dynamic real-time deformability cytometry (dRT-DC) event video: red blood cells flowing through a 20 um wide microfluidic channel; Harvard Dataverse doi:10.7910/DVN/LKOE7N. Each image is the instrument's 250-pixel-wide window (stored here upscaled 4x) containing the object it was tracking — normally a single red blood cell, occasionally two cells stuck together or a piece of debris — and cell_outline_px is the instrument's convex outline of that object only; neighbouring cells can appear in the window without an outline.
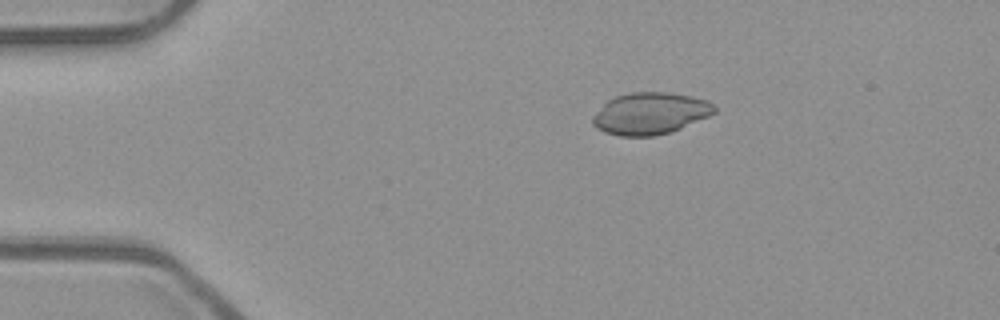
{"species": "common noctule bat (a hibernating species)", "species_latin": "Nyctalus noctula", "temperature_condition": "room temperature", "stored_images_in_passage": 50, "camera_frame_rate_fps": 3000, "um_per_image_px": 0.085, "animal": {"sex": "male", "body_mass_g": 23.1, "forearm_length_mm": 52.7}, "frame": {"image": 1, "passage_image": 8, "time_ms": 2.333, "image_size_px": [1000, 320], "cell_outline_px": [[716, 112], [708, 116], [680, 128], [668, 132], [652, 136], [620, 136], [604, 132], [596, 128], [592, 124], [592, 116], [608, 100], [616, 96], [632, 92], [668, 92], [692, 96], [708, 100], [716, 108]], "centroid_in_image_um": [55.25, 9.64], "position_along_channel_um": 29.7, "area_um2": 29.54}}
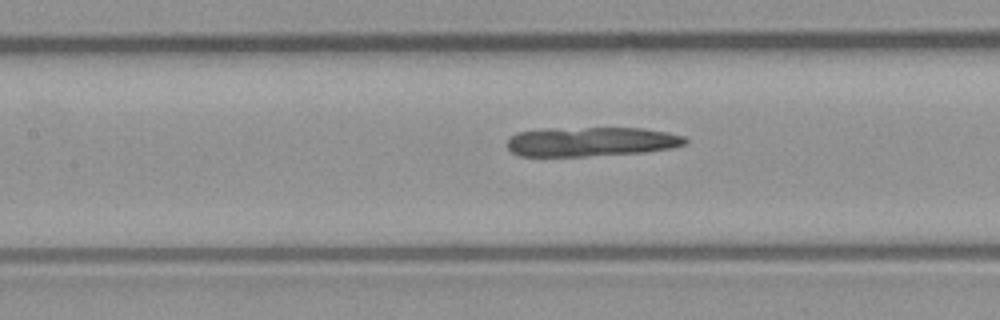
{"frame": {"image": 2, "passage_image": 22, "time_ms": 7.0, "image_size_px": [1000, 320], "cell_outline_px": [[688, 144], [672, 148], [644, 152], [584, 156], [520, 156], [512, 152], [508, 148], [508, 140], [516, 132], [544, 128], [644, 128], [668, 132], [684, 136], [688, 140]], "centroid_in_image_um": [50.28, 12.03], "position_along_channel_um": 157.1, "area_um2": 30.69}}
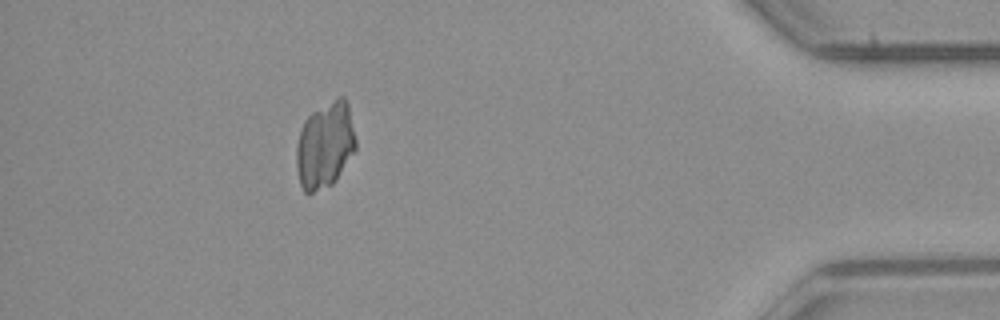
{"frame": {"image": 3, "passage_image": 45, "time_ms": 14.667, "image_size_px": [1000, 320], "cell_outline_px": [[356, 148], [336, 180], [332, 184], [308, 196], [304, 192], [300, 184], [296, 168], [296, 148], [300, 128], [304, 120], [312, 112], [340, 96], [344, 96], [348, 104], [356, 140]], "centroid_in_image_um": [27.6, 12.37], "position_along_channel_um": 407.6, "area_um2": 30.0}}